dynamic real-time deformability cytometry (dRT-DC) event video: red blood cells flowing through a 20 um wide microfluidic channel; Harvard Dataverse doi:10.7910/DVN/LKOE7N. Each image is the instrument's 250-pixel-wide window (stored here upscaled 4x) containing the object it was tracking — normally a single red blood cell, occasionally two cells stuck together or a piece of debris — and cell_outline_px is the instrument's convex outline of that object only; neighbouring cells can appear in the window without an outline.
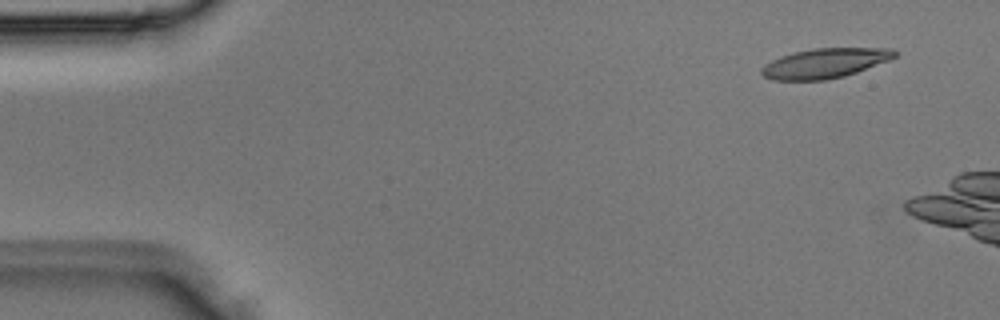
{"species": "Egyptian fruit bat (a non-hibernating species)", "species_latin": "Rousettus aegyptiacus", "temperature_condition": "room temperature", "stored_images_in_passage": 2, "camera_frame_rate_fps": 3000, "um_per_image_px": 0.085, "animal": {"sex": "male"}, "frame": {"image": 1, "passage_image": 1, "time_ms": 0.0, "image_size_px": [1000, 320], "cell_outline_px": [[896, 56], [888, 60], [856, 72], [844, 76], [824, 80], [772, 80], [764, 76], [760, 72], [760, 68], [764, 64], [780, 56], [796, 52], [816, 48], [892, 48], [896, 52]], "centroid_in_image_um": [70.07, 5.37], "position_along_channel_um": 14.9, "area_um2": 22.89}}